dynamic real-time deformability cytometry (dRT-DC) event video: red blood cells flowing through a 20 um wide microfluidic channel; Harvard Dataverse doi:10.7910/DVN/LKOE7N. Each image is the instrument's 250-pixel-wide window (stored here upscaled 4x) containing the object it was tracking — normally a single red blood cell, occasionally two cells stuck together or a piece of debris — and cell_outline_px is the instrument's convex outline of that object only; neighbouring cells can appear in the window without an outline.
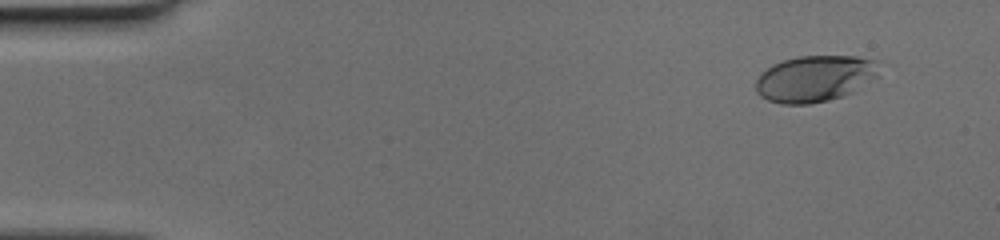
{"species": "human", "species_latin": "Homo sapiens", "temperature_condition": "cold", "stored_images_in_passage": 52, "camera_frame_rate_fps": 3000, "um_per_image_px": 0.085, "donor": {"sex": "female"}, "frame": {"image": 1, "passage_image": 5, "time_ms": 1.333, "image_size_px": [1000, 240], "cell_outline_px": [[880, 76], [852, 92], [844, 96], [828, 100], [808, 104], [784, 104], [768, 100], [760, 96], [756, 92], [756, 80], [772, 64], [784, 60], [800, 56], [856, 56], [868, 60]], "centroid_in_image_um": [69.21, 6.7], "position_along_channel_um": 15.8, "area_um2": 32.71}}
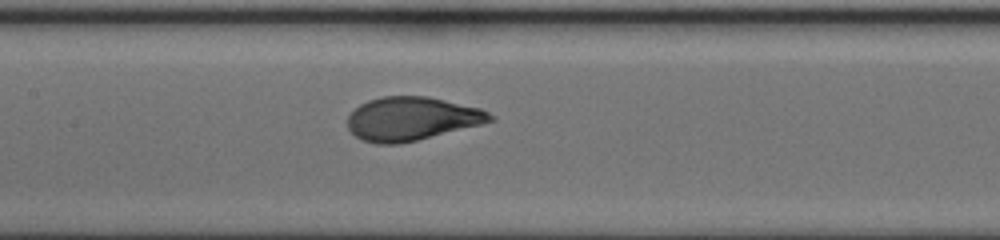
{"frame": {"image": 2, "passage_image": 26, "time_ms": 8.333, "image_size_px": [1000, 240], "cell_outline_px": [[496, 120], [400, 144], [376, 144], [360, 140], [348, 128], [348, 116], [360, 104], [368, 100], [380, 96], [428, 96], [480, 108], [488, 112]], "centroid_in_image_um": [34.95, 10.09], "position_along_channel_um": 172.4, "area_um2": 35.95}}
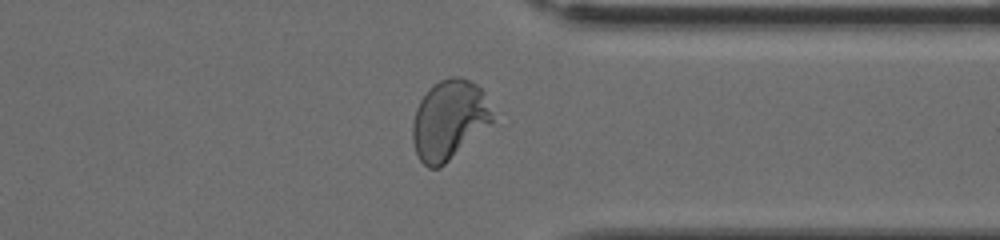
{"frame": {"image": 3, "passage_image": 41, "time_ms": 13.333, "image_size_px": [1000, 240], "cell_outline_px": [[492, 120], [440, 168], [428, 168], [420, 160], [416, 152], [412, 140], [412, 124], [416, 108], [420, 100], [428, 88], [440, 80], [452, 76], [460, 76], [476, 84], [484, 92]], "centroid_in_image_um": [38.1, 10.17], "position_along_channel_um": 373.3, "area_um2": 36.18}}